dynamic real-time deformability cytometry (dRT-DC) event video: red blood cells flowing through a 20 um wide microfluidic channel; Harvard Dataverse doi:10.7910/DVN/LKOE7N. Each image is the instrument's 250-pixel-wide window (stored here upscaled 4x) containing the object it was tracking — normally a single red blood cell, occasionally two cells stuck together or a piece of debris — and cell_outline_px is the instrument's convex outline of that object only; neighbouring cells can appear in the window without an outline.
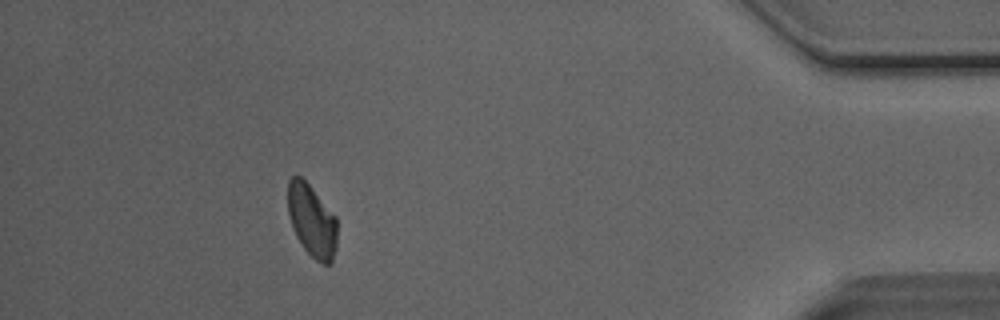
{"species": "Egyptian fruit bat (a non-hibernating species)", "species_latin": "Rousettus aegyptiacus", "temperature_condition": "room temperature", "stored_images_in_passage": 32, "segment_of_instrument_passage": [1, 2], "camera_frame_rate_fps": 3000, "um_per_image_px": 0.085, "animal": {"sex": "male"}, "frame": {"image": 1, "passage_image": 28, "time_ms": 9.0, "image_size_px": [1000, 320], "cell_outline_px": [[336, 248], [332, 264], [324, 264], [316, 260], [304, 248], [296, 236], [292, 228], [288, 212], [288, 180], [292, 176], [300, 176], [308, 184], [336, 216]], "centroid_in_image_um": [26.51, 18.77], "position_along_channel_um": 408.7, "area_um2": 20.69}}